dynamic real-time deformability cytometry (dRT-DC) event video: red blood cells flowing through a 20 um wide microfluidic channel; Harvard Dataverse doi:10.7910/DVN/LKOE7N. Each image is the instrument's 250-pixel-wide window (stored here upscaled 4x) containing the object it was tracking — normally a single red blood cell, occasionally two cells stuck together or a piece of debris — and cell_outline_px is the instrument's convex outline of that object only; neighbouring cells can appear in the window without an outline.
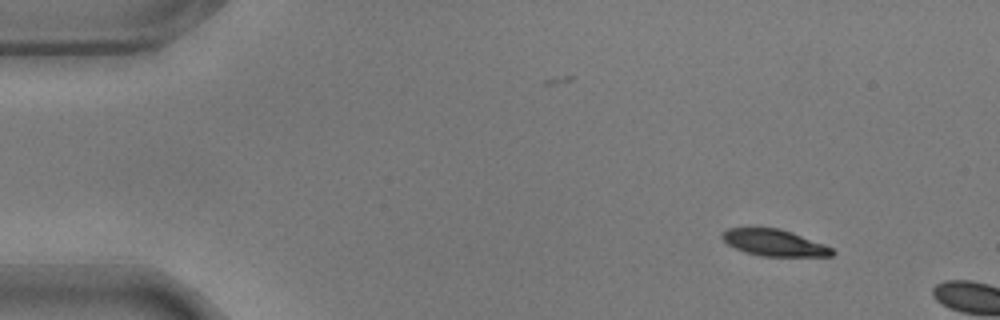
{"species": "common noctule bat (a hibernating species)", "species_latin": "Nyctalus noctula", "temperature_condition": "warm", "stored_images_in_passage": 9, "camera_frame_rate_fps": 3000, "um_per_image_px": 0.085, "animal": {"sex": "male", "body_mass_g": 17.9}, "frame": {"image": 1, "passage_image": 6, "time_ms": 1.667, "image_size_px": [1000, 320], "cell_outline_px": [[836, 252], [832, 256], [760, 256], [736, 248], [728, 244], [720, 236], [728, 228], [780, 228], [792, 232], [824, 244], [832, 248]], "centroid_in_image_um": [65.85, 20.63], "position_along_channel_um": 19.2, "area_um2": 16.82}}